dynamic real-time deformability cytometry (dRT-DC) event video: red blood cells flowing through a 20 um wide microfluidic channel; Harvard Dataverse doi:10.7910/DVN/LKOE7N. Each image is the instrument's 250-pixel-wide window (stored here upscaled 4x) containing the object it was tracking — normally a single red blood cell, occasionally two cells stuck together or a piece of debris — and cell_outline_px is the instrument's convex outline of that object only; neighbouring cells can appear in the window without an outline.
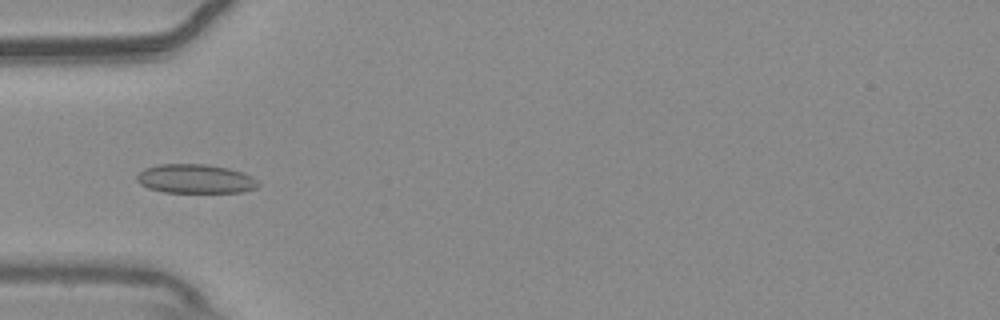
{"species": "common noctule bat (a hibernating species)", "species_latin": "Nyctalus noctula", "temperature_condition": "warm", "stored_images_in_passage": 54, "camera_frame_rate_fps": 3000, "um_per_image_px": 0.085, "animal": {"sex": "male", "body_mass_g": 20.4}, "frame": {"image": 1, "passage_image": 17, "time_ms": 5.333, "image_size_px": [1000, 320], "cell_outline_px": [[260, 184], [256, 188], [244, 192], [164, 192], [148, 188], [140, 184], [136, 180], [136, 176], [144, 168], [160, 164], [204, 164], [228, 168], [244, 172], [252, 176]], "centroid_in_image_um": [16.61, 15.2], "position_along_channel_um": 68.4, "area_um2": 20.63}}
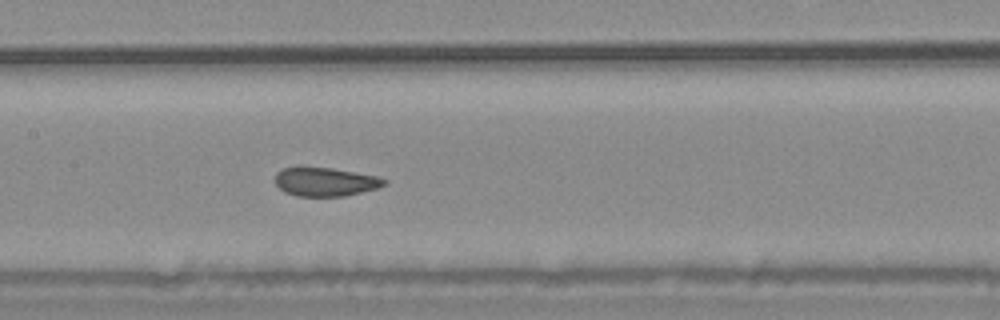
{"frame": {"image": 2, "passage_image": 26, "time_ms": 8.333, "image_size_px": [1000, 320], "cell_outline_px": [[388, 184], [380, 188], [344, 196], [296, 196], [284, 192], [276, 184], [276, 172], [284, 168], [296, 164], [300, 164], [332, 168], [380, 176], [388, 180]], "centroid_in_image_um": [27.66, 15.41], "position_along_channel_um": 179.7, "area_um2": 19.07}}
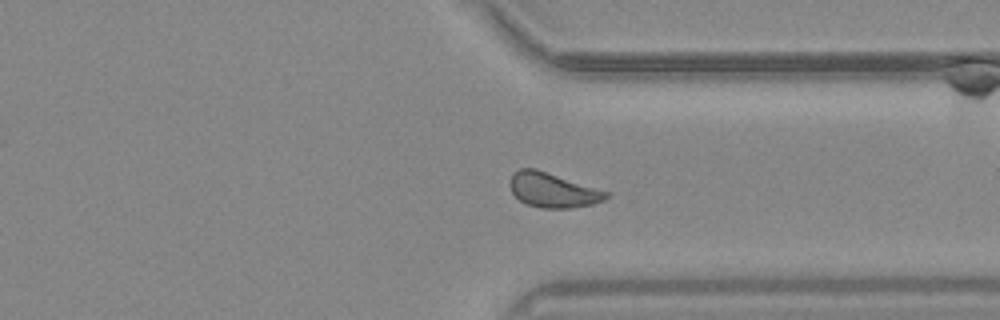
{"frame": {"image": 3, "passage_image": 41, "time_ms": 13.333, "image_size_px": [1000, 320], "cell_outline_px": [[612, 196], [604, 200], [592, 204], [568, 208], [540, 208], [528, 204], [520, 200], [512, 192], [508, 184], [508, 180], [512, 172], [520, 168], [536, 168], [608, 192]], "centroid_in_image_um": [46.95, 16.14], "position_along_channel_um": 364.5, "area_um2": 19.48}, "authors_computed_cell_mechanics": {"area_um2": 19.5653, "velocity_mm_per_s": 3.6874, "shape_relaxation_time_tau1_ms": 7.7483, "shape_relaxation_time_tau2_ms": 0.8504, "deformation_change_tau1": 0.1288, "deformation_change_tau2": 0.0494}}